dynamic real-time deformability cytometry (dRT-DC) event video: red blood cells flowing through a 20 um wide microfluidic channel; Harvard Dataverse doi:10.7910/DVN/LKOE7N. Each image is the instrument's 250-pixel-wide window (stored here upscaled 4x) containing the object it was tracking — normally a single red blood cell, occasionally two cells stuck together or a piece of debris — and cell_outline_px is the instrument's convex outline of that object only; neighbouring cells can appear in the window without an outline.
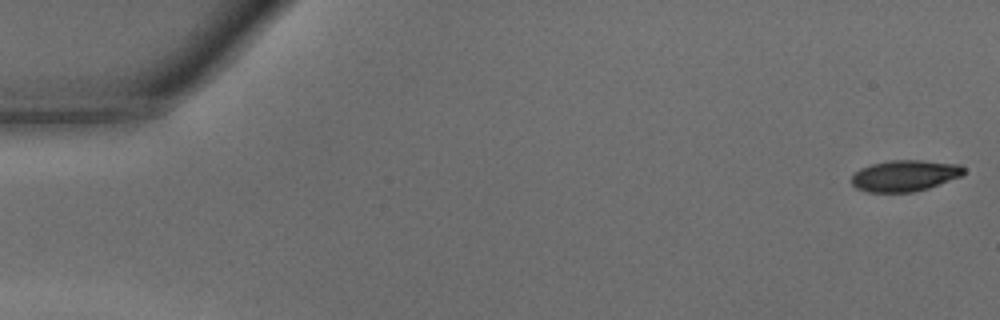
{"species": "common noctule bat (a hibernating species)", "species_latin": "Nyctalus noctula", "temperature_condition": "warm", "stored_images_in_passage": 47, "camera_frame_rate_fps": 3000, "um_per_image_px": 0.085, "animal": {"sex": "male", "body_mass_g": 15.6}, "frame": {"image": 1, "passage_image": 1, "time_ms": 0.0, "image_size_px": [1000, 320], "cell_outline_px": [[964, 172], [960, 176], [928, 188], [912, 192], [868, 192], [856, 188], [852, 184], [852, 176], [860, 168], [872, 164], [892, 160], [920, 160], [960, 164], [964, 168]], "centroid_in_image_um": [76.89, 14.93], "position_along_channel_um": 8.1, "area_um2": 20.23}}
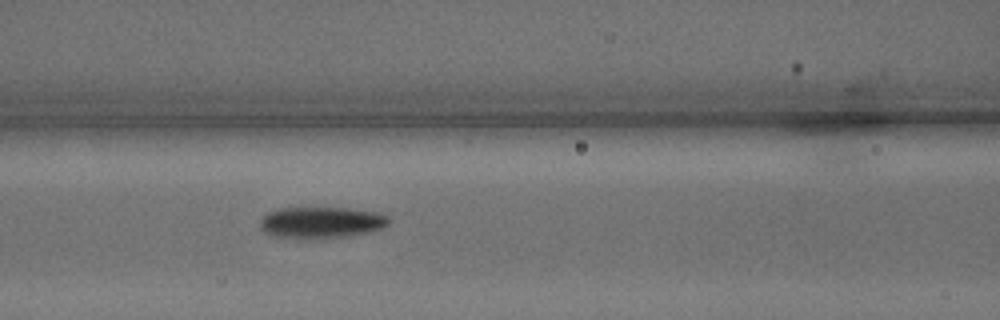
{"frame": {"image": 2, "passage_image": 20, "time_ms": 6.333, "image_size_px": [1000, 320], "cell_outline_px": [[392, 220], [384, 228], [368, 232], [348, 236], [316, 240], [272, 236], [264, 232], [260, 228], [260, 220], [268, 212], [280, 208], [348, 208], [380, 212], [388, 216]], "centroid_in_image_um": [27.33, 18.93], "position_along_channel_um": 139.3, "area_um2": 24.1}}
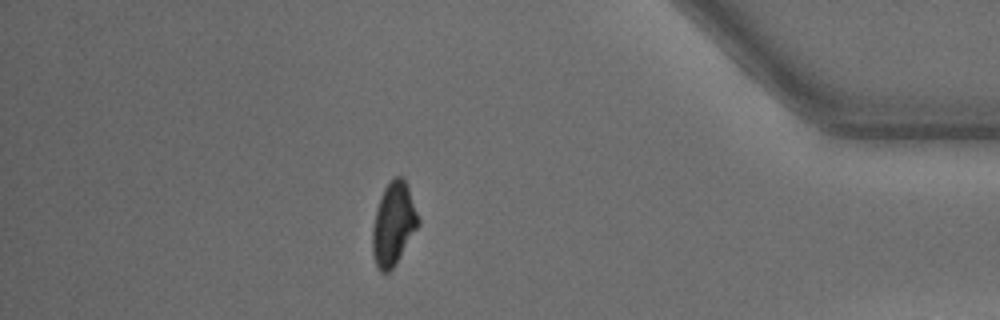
{"frame": {"image": 3, "passage_image": 41, "time_ms": 13.333, "image_size_px": [1000, 320], "cell_outline_px": [[420, 224], [396, 264], [388, 272], [380, 272], [376, 264], [372, 252], [372, 228], [376, 208], [380, 196], [384, 188], [396, 176], [400, 176], [404, 180], [408, 188], [420, 220]], "centroid_in_image_um": [33.43, 19.06], "position_along_channel_um": 401.8, "area_um2": 22.02}, "authors_computed_cell_mechanics": {"area_um2": 22.6576, "velocity_mm_per_s": 4.3084, "shape_relaxation_time_tau1_ms": 3.0802, "shape_relaxation_time_tau2_ms": null, "deformation_change_tau1": 0.1457, "deformation_change_tau2": null}}